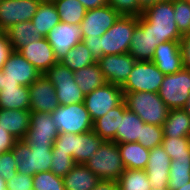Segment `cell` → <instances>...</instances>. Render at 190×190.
Instances as JSON below:
<instances>
[{
  "label": "cell",
  "instance_id": "obj_52",
  "mask_svg": "<svg viewBox=\"0 0 190 190\" xmlns=\"http://www.w3.org/2000/svg\"><path fill=\"white\" fill-rule=\"evenodd\" d=\"M6 75L2 72L1 78V89H5V87L10 86H20L17 81L6 80Z\"/></svg>",
  "mask_w": 190,
  "mask_h": 190
},
{
  "label": "cell",
  "instance_id": "obj_30",
  "mask_svg": "<svg viewBox=\"0 0 190 190\" xmlns=\"http://www.w3.org/2000/svg\"><path fill=\"white\" fill-rule=\"evenodd\" d=\"M31 21L36 27L37 35L44 38L55 25L61 22L53 2L39 3Z\"/></svg>",
  "mask_w": 190,
  "mask_h": 190
},
{
  "label": "cell",
  "instance_id": "obj_3",
  "mask_svg": "<svg viewBox=\"0 0 190 190\" xmlns=\"http://www.w3.org/2000/svg\"><path fill=\"white\" fill-rule=\"evenodd\" d=\"M53 146L28 145L18 140L12 148L17 172L34 176L43 171H50Z\"/></svg>",
  "mask_w": 190,
  "mask_h": 190
},
{
  "label": "cell",
  "instance_id": "obj_23",
  "mask_svg": "<svg viewBox=\"0 0 190 190\" xmlns=\"http://www.w3.org/2000/svg\"><path fill=\"white\" fill-rule=\"evenodd\" d=\"M127 109L124 100L109 112L93 122V131L104 141H114L117 135V129L120 124V117H123Z\"/></svg>",
  "mask_w": 190,
  "mask_h": 190
},
{
  "label": "cell",
  "instance_id": "obj_9",
  "mask_svg": "<svg viewBox=\"0 0 190 190\" xmlns=\"http://www.w3.org/2000/svg\"><path fill=\"white\" fill-rule=\"evenodd\" d=\"M53 84L59 105L84 102L85 95L74 80V72L57 62L44 74Z\"/></svg>",
  "mask_w": 190,
  "mask_h": 190
},
{
  "label": "cell",
  "instance_id": "obj_22",
  "mask_svg": "<svg viewBox=\"0 0 190 190\" xmlns=\"http://www.w3.org/2000/svg\"><path fill=\"white\" fill-rule=\"evenodd\" d=\"M31 111L0 109V126L14 139L24 140L30 128Z\"/></svg>",
  "mask_w": 190,
  "mask_h": 190
},
{
  "label": "cell",
  "instance_id": "obj_49",
  "mask_svg": "<svg viewBox=\"0 0 190 190\" xmlns=\"http://www.w3.org/2000/svg\"><path fill=\"white\" fill-rule=\"evenodd\" d=\"M99 39V36H96V38H82L83 43L90 50L91 54L96 60L100 58Z\"/></svg>",
  "mask_w": 190,
  "mask_h": 190
},
{
  "label": "cell",
  "instance_id": "obj_4",
  "mask_svg": "<svg viewBox=\"0 0 190 190\" xmlns=\"http://www.w3.org/2000/svg\"><path fill=\"white\" fill-rule=\"evenodd\" d=\"M84 165L100 180L117 181L125 170L118 145L114 141H104L95 153L89 155Z\"/></svg>",
  "mask_w": 190,
  "mask_h": 190
},
{
  "label": "cell",
  "instance_id": "obj_38",
  "mask_svg": "<svg viewBox=\"0 0 190 190\" xmlns=\"http://www.w3.org/2000/svg\"><path fill=\"white\" fill-rule=\"evenodd\" d=\"M33 190H65L63 177L51 171H43L33 176Z\"/></svg>",
  "mask_w": 190,
  "mask_h": 190
},
{
  "label": "cell",
  "instance_id": "obj_25",
  "mask_svg": "<svg viewBox=\"0 0 190 190\" xmlns=\"http://www.w3.org/2000/svg\"><path fill=\"white\" fill-rule=\"evenodd\" d=\"M125 169L145 170L150 150L140 143H117Z\"/></svg>",
  "mask_w": 190,
  "mask_h": 190
},
{
  "label": "cell",
  "instance_id": "obj_53",
  "mask_svg": "<svg viewBox=\"0 0 190 190\" xmlns=\"http://www.w3.org/2000/svg\"><path fill=\"white\" fill-rule=\"evenodd\" d=\"M157 1H160V0H138V3L140 5V7L144 10L145 8L154 4Z\"/></svg>",
  "mask_w": 190,
  "mask_h": 190
},
{
  "label": "cell",
  "instance_id": "obj_12",
  "mask_svg": "<svg viewBox=\"0 0 190 190\" xmlns=\"http://www.w3.org/2000/svg\"><path fill=\"white\" fill-rule=\"evenodd\" d=\"M30 122L24 141L28 145L53 146L59 131L51 113L31 111Z\"/></svg>",
  "mask_w": 190,
  "mask_h": 190
},
{
  "label": "cell",
  "instance_id": "obj_11",
  "mask_svg": "<svg viewBox=\"0 0 190 190\" xmlns=\"http://www.w3.org/2000/svg\"><path fill=\"white\" fill-rule=\"evenodd\" d=\"M45 38L52 46L56 60L60 62L72 47L82 41L81 26L61 21L49 31Z\"/></svg>",
  "mask_w": 190,
  "mask_h": 190
},
{
  "label": "cell",
  "instance_id": "obj_43",
  "mask_svg": "<svg viewBox=\"0 0 190 190\" xmlns=\"http://www.w3.org/2000/svg\"><path fill=\"white\" fill-rule=\"evenodd\" d=\"M17 173V165L14 160L13 150L0 154V176L4 180L11 179Z\"/></svg>",
  "mask_w": 190,
  "mask_h": 190
},
{
  "label": "cell",
  "instance_id": "obj_56",
  "mask_svg": "<svg viewBox=\"0 0 190 190\" xmlns=\"http://www.w3.org/2000/svg\"><path fill=\"white\" fill-rule=\"evenodd\" d=\"M176 190H190V181L187 184H185L184 186H182Z\"/></svg>",
  "mask_w": 190,
  "mask_h": 190
},
{
  "label": "cell",
  "instance_id": "obj_40",
  "mask_svg": "<svg viewBox=\"0 0 190 190\" xmlns=\"http://www.w3.org/2000/svg\"><path fill=\"white\" fill-rule=\"evenodd\" d=\"M163 128L158 125L144 124L142 127L141 139L137 140L146 149H153L156 146L162 145Z\"/></svg>",
  "mask_w": 190,
  "mask_h": 190
},
{
  "label": "cell",
  "instance_id": "obj_24",
  "mask_svg": "<svg viewBox=\"0 0 190 190\" xmlns=\"http://www.w3.org/2000/svg\"><path fill=\"white\" fill-rule=\"evenodd\" d=\"M100 179L84 164L75 166L63 177L65 190H92Z\"/></svg>",
  "mask_w": 190,
  "mask_h": 190
},
{
  "label": "cell",
  "instance_id": "obj_36",
  "mask_svg": "<svg viewBox=\"0 0 190 190\" xmlns=\"http://www.w3.org/2000/svg\"><path fill=\"white\" fill-rule=\"evenodd\" d=\"M190 181V159L171 160L168 188L176 190Z\"/></svg>",
  "mask_w": 190,
  "mask_h": 190
},
{
  "label": "cell",
  "instance_id": "obj_7",
  "mask_svg": "<svg viewBox=\"0 0 190 190\" xmlns=\"http://www.w3.org/2000/svg\"><path fill=\"white\" fill-rule=\"evenodd\" d=\"M164 77L165 75L152 61H136L121 89L123 93H158Z\"/></svg>",
  "mask_w": 190,
  "mask_h": 190
},
{
  "label": "cell",
  "instance_id": "obj_6",
  "mask_svg": "<svg viewBox=\"0 0 190 190\" xmlns=\"http://www.w3.org/2000/svg\"><path fill=\"white\" fill-rule=\"evenodd\" d=\"M51 116L59 133L82 134L93 130V121L84 102L59 105Z\"/></svg>",
  "mask_w": 190,
  "mask_h": 190
},
{
  "label": "cell",
  "instance_id": "obj_33",
  "mask_svg": "<svg viewBox=\"0 0 190 190\" xmlns=\"http://www.w3.org/2000/svg\"><path fill=\"white\" fill-rule=\"evenodd\" d=\"M96 62L97 60L93 57L83 41L79 42L75 47H72L63 60L60 61L61 64L68 67V69L73 72L86 66L93 65Z\"/></svg>",
  "mask_w": 190,
  "mask_h": 190
},
{
  "label": "cell",
  "instance_id": "obj_35",
  "mask_svg": "<svg viewBox=\"0 0 190 190\" xmlns=\"http://www.w3.org/2000/svg\"><path fill=\"white\" fill-rule=\"evenodd\" d=\"M117 183L119 190H150L152 188L145 170L125 169Z\"/></svg>",
  "mask_w": 190,
  "mask_h": 190
},
{
  "label": "cell",
  "instance_id": "obj_27",
  "mask_svg": "<svg viewBox=\"0 0 190 190\" xmlns=\"http://www.w3.org/2000/svg\"><path fill=\"white\" fill-rule=\"evenodd\" d=\"M162 128L163 138L190 137V117L184 109L169 110Z\"/></svg>",
  "mask_w": 190,
  "mask_h": 190
},
{
  "label": "cell",
  "instance_id": "obj_5",
  "mask_svg": "<svg viewBox=\"0 0 190 190\" xmlns=\"http://www.w3.org/2000/svg\"><path fill=\"white\" fill-rule=\"evenodd\" d=\"M137 25V16L121 15L113 26L100 37V57L129 53L131 38Z\"/></svg>",
  "mask_w": 190,
  "mask_h": 190
},
{
  "label": "cell",
  "instance_id": "obj_32",
  "mask_svg": "<svg viewBox=\"0 0 190 190\" xmlns=\"http://www.w3.org/2000/svg\"><path fill=\"white\" fill-rule=\"evenodd\" d=\"M6 33L14 51L41 38L31 20L14 24Z\"/></svg>",
  "mask_w": 190,
  "mask_h": 190
},
{
  "label": "cell",
  "instance_id": "obj_46",
  "mask_svg": "<svg viewBox=\"0 0 190 190\" xmlns=\"http://www.w3.org/2000/svg\"><path fill=\"white\" fill-rule=\"evenodd\" d=\"M12 51L13 49L6 31H0V70L3 68Z\"/></svg>",
  "mask_w": 190,
  "mask_h": 190
},
{
  "label": "cell",
  "instance_id": "obj_1",
  "mask_svg": "<svg viewBox=\"0 0 190 190\" xmlns=\"http://www.w3.org/2000/svg\"><path fill=\"white\" fill-rule=\"evenodd\" d=\"M141 16L150 23L151 37L155 45L166 41H180L173 1H157L143 10Z\"/></svg>",
  "mask_w": 190,
  "mask_h": 190
},
{
  "label": "cell",
  "instance_id": "obj_39",
  "mask_svg": "<svg viewBox=\"0 0 190 190\" xmlns=\"http://www.w3.org/2000/svg\"><path fill=\"white\" fill-rule=\"evenodd\" d=\"M174 18L180 34H190V0L173 1Z\"/></svg>",
  "mask_w": 190,
  "mask_h": 190
},
{
  "label": "cell",
  "instance_id": "obj_44",
  "mask_svg": "<svg viewBox=\"0 0 190 190\" xmlns=\"http://www.w3.org/2000/svg\"><path fill=\"white\" fill-rule=\"evenodd\" d=\"M7 190H33V176L17 172L6 181Z\"/></svg>",
  "mask_w": 190,
  "mask_h": 190
},
{
  "label": "cell",
  "instance_id": "obj_17",
  "mask_svg": "<svg viewBox=\"0 0 190 190\" xmlns=\"http://www.w3.org/2000/svg\"><path fill=\"white\" fill-rule=\"evenodd\" d=\"M1 70L7 76L6 80L17 81L19 85L27 87L42 75L18 51L14 50Z\"/></svg>",
  "mask_w": 190,
  "mask_h": 190
},
{
  "label": "cell",
  "instance_id": "obj_51",
  "mask_svg": "<svg viewBox=\"0 0 190 190\" xmlns=\"http://www.w3.org/2000/svg\"><path fill=\"white\" fill-rule=\"evenodd\" d=\"M83 6L89 10L94 8L103 7L108 4V0H79Z\"/></svg>",
  "mask_w": 190,
  "mask_h": 190
},
{
  "label": "cell",
  "instance_id": "obj_15",
  "mask_svg": "<svg viewBox=\"0 0 190 190\" xmlns=\"http://www.w3.org/2000/svg\"><path fill=\"white\" fill-rule=\"evenodd\" d=\"M38 5L37 0H1L0 31H6L16 23L31 20Z\"/></svg>",
  "mask_w": 190,
  "mask_h": 190
},
{
  "label": "cell",
  "instance_id": "obj_28",
  "mask_svg": "<svg viewBox=\"0 0 190 190\" xmlns=\"http://www.w3.org/2000/svg\"><path fill=\"white\" fill-rule=\"evenodd\" d=\"M144 122L132 111L126 109L120 117L119 128L115 137L116 143L137 142L141 139Z\"/></svg>",
  "mask_w": 190,
  "mask_h": 190
},
{
  "label": "cell",
  "instance_id": "obj_13",
  "mask_svg": "<svg viewBox=\"0 0 190 190\" xmlns=\"http://www.w3.org/2000/svg\"><path fill=\"white\" fill-rule=\"evenodd\" d=\"M121 15L110 5L87 10L81 21L82 38L101 37Z\"/></svg>",
  "mask_w": 190,
  "mask_h": 190
},
{
  "label": "cell",
  "instance_id": "obj_41",
  "mask_svg": "<svg viewBox=\"0 0 190 190\" xmlns=\"http://www.w3.org/2000/svg\"><path fill=\"white\" fill-rule=\"evenodd\" d=\"M75 162L72 156L67 153L59 152L52 147V160L50 171L56 176L64 177L74 166Z\"/></svg>",
  "mask_w": 190,
  "mask_h": 190
},
{
  "label": "cell",
  "instance_id": "obj_26",
  "mask_svg": "<svg viewBox=\"0 0 190 190\" xmlns=\"http://www.w3.org/2000/svg\"><path fill=\"white\" fill-rule=\"evenodd\" d=\"M104 142L93 130L78 134L74 138L72 157L76 164H85L89 155L95 153Z\"/></svg>",
  "mask_w": 190,
  "mask_h": 190
},
{
  "label": "cell",
  "instance_id": "obj_20",
  "mask_svg": "<svg viewBox=\"0 0 190 190\" xmlns=\"http://www.w3.org/2000/svg\"><path fill=\"white\" fill-rule=\"evenodd\" d=\"M157 45L151 37L150 23H148L141 15L138 16V25L135 27L129 54L136 61H151Z\"/></svg>",
  "mask_w": 190,
  "mask_h": 190
},
{
  "label": "cell",
  "instance_id": "obj_37",
  "mask_svg": "<svg viewBox=\"0 0 190 190\" xmlns=\"http://www.w3.org/2000/svg\"><path fill=\"white\" fill-rule=\"evenodd\" d=\"M162 146L171 160L190 159V137L163 138Z\"/></svg>",
  "mask_w": 190,
  "mask_h": 190
},
{
  "label": "cell",
  "instance_id": "obj_48",
  "mask_svg": "<svg viewBox=\"0 0 190 190\" xmlns=\"http://www.w3.org/2000/svg\"><path fill=\"white\" fill-rule=\"evenodd\" d=\"M16 141L9 132L0 126V154L12 150Z\"/></svg>",
  "mask_w": 190,
  "mask_h": 190
},
{
  "label": "cell",
  "instance_id": "obj_57",
  "mask_svg": "<svg viewBox=\"0 0 190 190\" xmlns=\"http://www.w3.org/2000/svg\"><path fill=\"white\" fill-rule=\"evenodd\" d=\"M150 190H170L168 187L167 188H155V187H152Z\"/></svg>",
  "mask_w": 190,
  "mask_h": 190
},
{
  "label": "cell",
  "instance_id": "obj_10",
  "mask_svg": "<svg viewBox=\"0 0 190 190\" xmlns=\"http://www.w3.org/2000/svg\"><path fill=\"white\" fill-rule=\"evenodd\" d=\"M123 100L124 94L120 86L105 83L85 96L84 105L94 122L118 106Z\"/></svg>",
  "mask_w": 190,
  "mask_h": 190
},
{
  "label": "cell",
  "instance_id": "obj_8",
  "mask_svg": "<svg viewBox=\"0 0 190 190\" xmlns=\"http://www.w3.org/2000/svg\"><path fill=\"white\" fill-rule=\"evenodd\" d=\"M158 94L169 110L183 109L190 97V70L165 75Z\"/></svg>",
  "mask_w": 190,
  "mask_h": 190
},
{
  "label": "cell",
  "instance_id": "obj_54",
  "mask_svg": "<svg viewBox=\"0 0 190 190\" xmlns=\"http://www.w3.org/2000/svg\"><path fill=\"white\" fill-rule=\"evenodd\" d=\"M0 190H7L6 189V180H4L1 176H0Z\"/></svg>",
  "mask_w": 190,
  "mask_h": 190
},
{
  "label": "cell",
  "instance_id": "obj_34",
  "mask_svg": "<svg viewBox=\"0 0 190 190\" xmlns=\"http://www.w3.org/2000/svg\"><path fill=\"white\" fill-rule=\"evenodd\" d=\"M53 3L60 20L67 24H80L87 12L79 0H54Z\"/></svg>",
  "mask_w": 190,
  "mask_h": 190
},
{
  "label": "cell",
  "instance_id": "obj_16",
  "mask_svg": "<svg viewBox=\"0 0 190 190\" xmlns=\"http://www.w3.org/2000/svg\"><path fill=\"white\" fill-rule=\"evenodd\" d=\"M28 90L30 111L51 113L59 106L55 88L45 75H41Z\"/></svg>",
  "mask_w": 190,
  "mask_h": 190
},
{
  "label": "cell",
  "instance_id": "obj_14",
  "mask_svg": "<svg viewBox=\"0 0 190 190\" xmlns=\"http://www.w3.org/2000/svg\"><path fill=\"white\" fill-rule=\"evenodd\" d=\"M136 60L129 54L104 55L97 60L106 83L122 87Z\"/></svg>",
  "mask_w": 190,
  "mask_h": 190
},
{
  "label": "cell",
  "instance_id": "obj_29",
  "mask_svg": "<svg viewBox=\"0 0 190 190\" xmlns=\"http://www.w3.org/2000/svg\"><path fill=\"white\" fill-rule=\"evenodd\" d=\"M0 109L30 111V95L27 86H10L0 91Z\"/></svg>",
  "mask_w": 190,
  "mask_h": 190
},
{
  "label": "cell",
  "instance_id": "obj_18",
  "mask_svg": "<svg viewBox=\"0 0 190 190\" xmlns=\"http://www.w3.org/2000/svg\"><path fill=\"white\" fill-rule=\"evenodd\" d=\"M18 52L42 75L58 62L52 46L44 37L23 46Z\"/></svg>",
  "mask_w": 190,
  "mask_h": 190
},
{
  "label": "cell",
  "instance_id": "obj_50",
  "mask_svg": "<svg viewBox=\"0 0 190 190\" xmlns=\"http://www.w3.org/2000/svg\"><path fill=\"white\" fill-rule=\"evenodd\" d=\"M92 190H119L116 180H100Z\"/></svg>",
  "mask_w": 190,
  "mask_h": 190
},
{
  "label": "cell",
  "instance_id": "obj_58",
  "mask_svg": "<svg viewBox=\"0 0 190 190\" xmlns=\"http://www.w3.org/2000/svg\"><path fill=\"white\" fill-rule=\"evenodd\" d=\"M39 3H44V2H53L54 0H37Z\"/></svg>",
  "mask_w": 190,
  "mask_h": 190
},
{
  "label": "cell",
  "instance_id": "obj_2",
  "mask_svg": "<svg viewBox=\"0 0 190 190\" xmlns=\"http://www.w3.org/2000/svg\"><path fill=\"white\" fill-rule=\"evenodd\" d=\"M124 102L128 110L134 112L144 123L161 126L167 119L169 108L153 92L123 93Z\"/></svg>",
  "mask_w": 190,
  "mask_h": 190
},
{
  "label": "cell",
  "instance_id": "obj_47",
  "mask_svg": "<svg viewBox=\"0 0 190 190\" xmlns=\"http://www.w3.org/2000/svg\"><path fill=\"white\" fill-rule=\"evenodd\" d=\"M183 68L190 70V34L183 35L179 41Z\"/></svg>",
  "mask_w": 190,
  "mask_h": 190
},
{
  "label": "cell",
  "instance_id": "obj_21",
  "mask_svg": "<svg viewBox=\"0 0 190 190\" xmlns=\"http://www.w3.org/2000/svg\"><path fill=\"white\" fill-rule=\"evenodd\" d=\"M164 74H174L183 68L179 41L159 43L151 60Z\"/></svg>",
  "mask_w": 190,
  "mask_h": 190
},
{
  "label": "cell",
  "instance_id": "obj_19",
  "mask_svg": "<svg viewBox=\"0 0 190 190\" xmlns=\"http://www.w3.org/2000/svg\"><path fill=\"white\" fill-rule=\"evenodd\" d=\"M171 158L162 145L150 149L145 172L152 187L167 188L169 182Z\"/></svg>",
  "mask_w": 190,
  "mask_h": 190
},
{
  "label": "cell",
  "instance_id": "obj_31",
  "mask_svg": "<svg viewBox=\"0 0 190 190\" xmlns=\"http://www.w3.org/2000/svg\"><path fill=\"white\" fill-rule=\"evenodd\" d=\"M74 80L85 96L106 83L97 62L75 71Z\"/></svg>",
  "mask_w": 190,
  "mask_h": 190
},
{
  "label": "cell",
  "instance_id": "obj_59",
  "mask_svg": "<svg viewBox=\"0 0 190 190\" xmlns=\"http://www.w3.org/2000/svg\"><path fill=\"white\" fill-rule=\"evenodd\" d=\"M1 78H2V70H0V91H1Z\"/></svg>",
  "mask_w": 190,
  "mask_h": 190
},
{
  "label": "cell",
  "instance_id": "obj_42",
  "mask_svg": "<svg viewBox=\"0 0 190 190\" xmlns=\"http://www.w3.org/2000/svg\"><path fill=\"white\" fill-rule=\"evenodd\" d=\"M108 5L123 16L138 17L143 13L138 0H108Z\"/></svg>",
  "mask_w": 190,
  "mask_h": 190
},
{
  "label": "cell",
  "instance_id": "obj_45",
  "mask_svg": "<svg viewBox=\"0 0 190 190\" xmlns=\"http://www.w3.org/2000/svg\"><path fill=\"white\" fill-rule=\"evenodd\" d=\"M78 134L74 133H59L58 137L54 140L53 147L59 152L67 153L72 156V150L74 145V138Z\"/></svg>",
  "mask_w": 190,
  "mask_h": 190
},
{
  "label": "cell",
  "instance_id": "obj_55",
  "mask_svg": "<svg viewBox=\"0 0 190 190\" xmlns=\"http://www.w3.org/2000/svg\"><path fill=\"white\" fill-rule=\"evenodd\" d=\"M183 109L186 111V113L190 117V97H189V99H188V101H187V103H186V105H185V107Z\"/></svg>",
  "mask_w": 190,
  "mask_h": 190
}]
</instances>
